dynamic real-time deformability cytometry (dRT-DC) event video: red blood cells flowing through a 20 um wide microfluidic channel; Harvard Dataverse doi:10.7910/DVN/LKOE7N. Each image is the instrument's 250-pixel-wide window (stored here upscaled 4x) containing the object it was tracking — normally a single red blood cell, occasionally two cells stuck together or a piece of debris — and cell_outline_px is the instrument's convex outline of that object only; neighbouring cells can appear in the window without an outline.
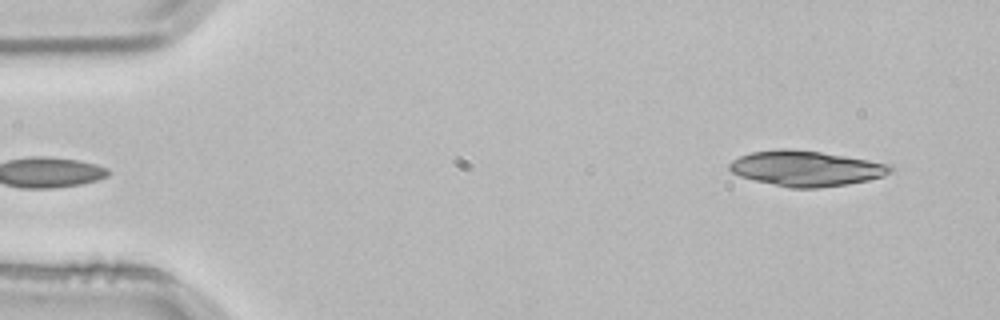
{"species": "common noctule bat (a hibernating species)", "species_latin": "Nyctalus noctula", "temperature_condition": "room temperature", "stored_images_in_passage": 3, "segment_of_instrument_passage": [2, 2], "camera_frame_rate_fps": 3000, "um_per_image_px": 0.085, "animal": {"sex": "male", "body_mass_g": 21.5, "forearm_length_mm": 52.0}, "frame": {"image": 1, "passage_image": 3, "time_ms": 0.667, "image_size_px": [1000, 320], "cell_outline_px": [[896, 168], [892, 172], [884, 176], [868, 180], [848, 184], [820, 188], [788, 188], [752, 180], [740, 176], [732, 172], [728, 168], [728, 164], [732, 160], [740, 156], [752, 152], [780, 148], [788, 148], [820, 152], [892, 164]], "centroid_in_image_um": [68.53, 14.32], "position_along_channel_um": 16.5, "area_um2": 33.47}}